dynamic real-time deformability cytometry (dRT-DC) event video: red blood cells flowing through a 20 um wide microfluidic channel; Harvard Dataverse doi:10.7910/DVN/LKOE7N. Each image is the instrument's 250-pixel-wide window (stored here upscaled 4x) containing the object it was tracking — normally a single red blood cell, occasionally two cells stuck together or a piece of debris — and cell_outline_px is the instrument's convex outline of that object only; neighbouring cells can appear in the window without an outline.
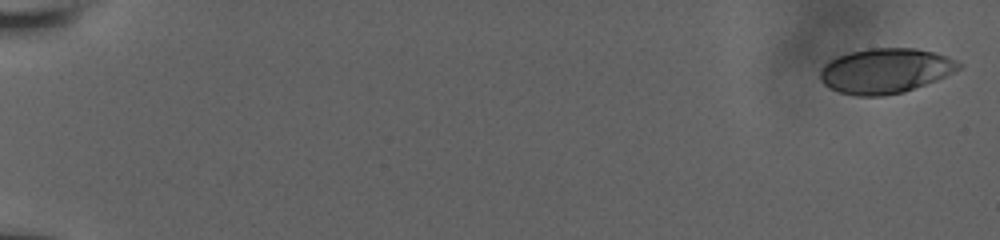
{"species": "human", "species_latin": "Homo sapiens", "temperature_condition": "room temperature", "stored_images_in_passage": 17, "camera_frame_rate_fps": 3000, "um_per_image_px": 0.085, "donor": {"sex": "male"}, "frame": {"image": 1, "passage_image": 1, "time_ms": 0.0, "image_size_px": [1000, 240], "cell_outline_px": [[964, 64], [960, 68], [936, 80], [904, 92], [884, 96], [856, 96], [840, 92], [828, 88], [820, 80], [820, 68], [824, 64], [848, 52], [868, 48], [916, 48], [936, 52], [948, 56]], "centroid_in_image_um": [75.26, 6.01], "position_along_channel_um": 9.7, "area_um2": 36.47}}
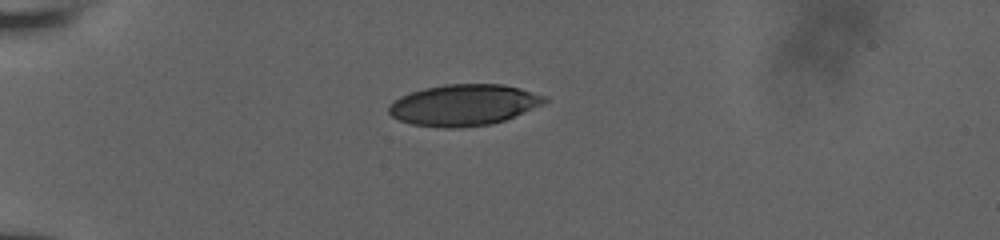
{"frame": {"image": 2, "passage_image": 12, "time_ms": 5.333, "image_size_px": [1000, 240], "cell_outline_px": [[548, 100], [540, 104], [504, 120], [488, 124], [452, 128], [448, 128], [412, 124], [400, 120], [392, 116], [388, 112], [388, 108], [400, 96], [408, 92], [424, 88], [444, 84], [504, 84], [520, 88], [548, 96]], "centroid_in_image_um": [39.4, 8.9], "position_along_channel_um": 45.6, "area_um2": 36.99}}
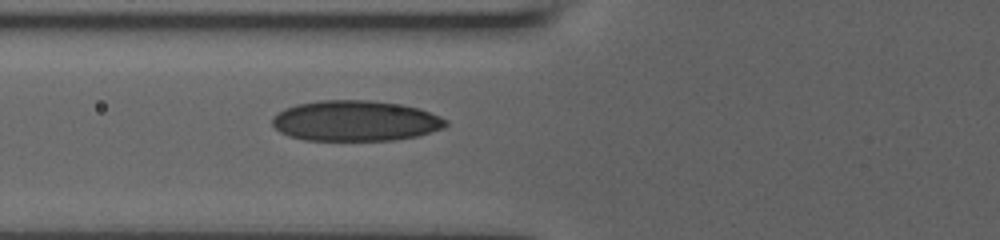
{"frame": {"image": 3, "passage_image": 17, "time_ms": 7.667, "image_size_px": [1000, 240], "cell_outline_px": [[448, 124], [444, 128], [416, 136], [392, 140], [304, 140], [288, 136], [280, 132], [272, 124], [272, 120], [284, 108], [296, 104], [320, 100], [368, 100], [400, 104], [420, 108], [440, 116], [448, 120]], "centroid_in_image_um": [30.23, 10.27], "position_along_channel_um": 95.6, "area_um2": 41.04}}